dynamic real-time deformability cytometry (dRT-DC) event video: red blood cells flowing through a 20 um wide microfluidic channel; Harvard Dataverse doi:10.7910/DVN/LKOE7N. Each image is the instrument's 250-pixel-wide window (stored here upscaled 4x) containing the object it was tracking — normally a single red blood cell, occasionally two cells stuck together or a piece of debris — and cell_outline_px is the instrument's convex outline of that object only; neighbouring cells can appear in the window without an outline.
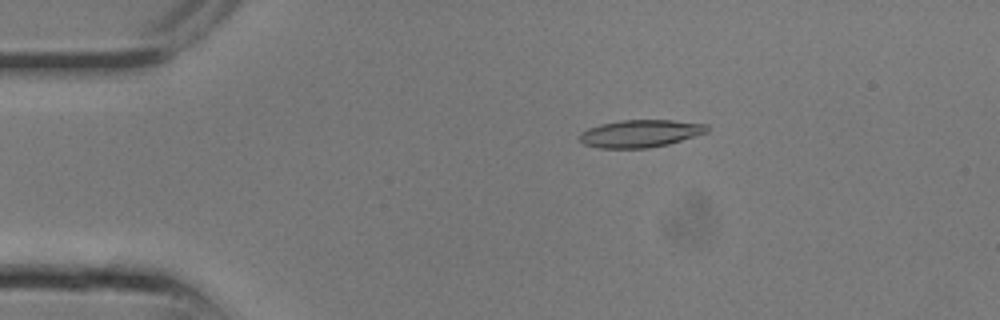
{"species": "common noctule bat (a hibernating species)", "species_latin": "Nyctalus noctula", "temperature_condition": "room temperature", "stored_images_in_passage": 22, "camera_frame_rate_fps": 3000, "um_per_image_px": 0.085, "animal": {"sex": "male", "body_mass_g": 13.3}, "frame": {"image": 1, "passage_image": 2, "time_ms": 0.333, "image_size_px": [1000, 320], "cell_outline_px": [[708, 132], [668, 144], [648, 148], [600, 148], [584, 144], [580, 140], [580, 132], [588, 128], [600, 124], [620, 120], [672, 120], [708, 124]], "centroid_in_image_um": [54.43, 11.34], "position_along_channel_um": 30.6, "area_um2": 20.4}}
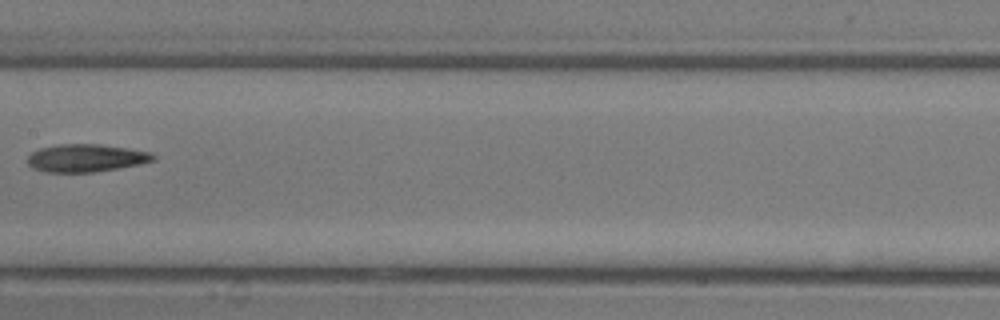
{"frame": {"image": 2, "passage_image": 10, "time_ms": 3.0, "image_size_px": [1000, 320], "cell_outline_px": [[156, 160], [140, 164], [92, 172], [48, 172], [32, 168], [28, 164], [28, 156], [32, 152], [40, 148], [60, 144], [100, 144], [152, 152], [156, 156]], "centroid_in_image_um": [7.33, 13.42], "position_along_channel_um": 200.1, "area_um2": 20.23}}
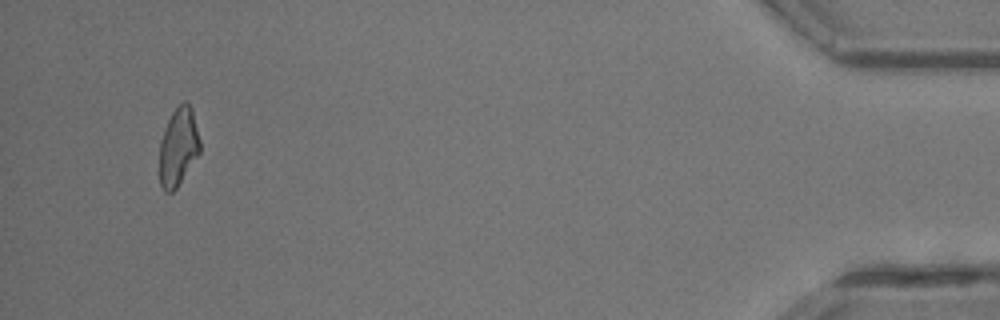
{"frame": {"image": 3, "passage_image": 21, "time_ms": 6.667, "image_size_px": [1000, 320], "cell_outline_px": [[200, 152], [176, 188], [172, 192], [164, 192], [160, 184], [160, 140], [168, 120], [172, 112], [184, 100], [192, 108], [200, 140]], "centroid_in_image_um": [15.16, 12.48], "position_along_channel_um": 420.0, "area_um2": 18.26}}